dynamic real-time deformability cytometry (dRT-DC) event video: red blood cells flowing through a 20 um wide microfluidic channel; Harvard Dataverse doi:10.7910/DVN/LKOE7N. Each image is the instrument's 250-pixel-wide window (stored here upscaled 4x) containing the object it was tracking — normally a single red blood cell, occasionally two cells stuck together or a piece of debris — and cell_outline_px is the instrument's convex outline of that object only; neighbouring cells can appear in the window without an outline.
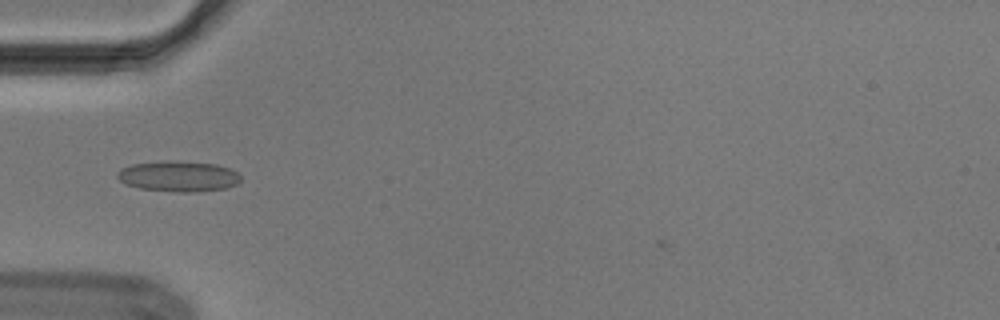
{"species": "Egyptian fruit bat (a non-hibernating species)", "species_latin": "Rousettus aegyptiacus", "temperature_condition": "cold", "stored_images_in_passage": 38, "camera_frame_rate_fps": 3000, "um_per_image_px": 0.085, "animal": {"sex": "male"}, "frame": {"image": 1, "passage_image": 1, "time_ms": 0.0, "image_size_px": [1000, 320], "cell_outline_px": [[240, 180], [236, 184], [228, 188], [192, 192], [176, 192], [140, 188], [124, 184], [116, 176], [116, 172], [120, 168], [132, 164], [168, 160], [172, 160], [216, 164], [232, 168], [240, 176]], "centroid_in_image_um": [15.15, 14.98], "position_along_channel_um": 69.9, "area_um2": 22.25}}
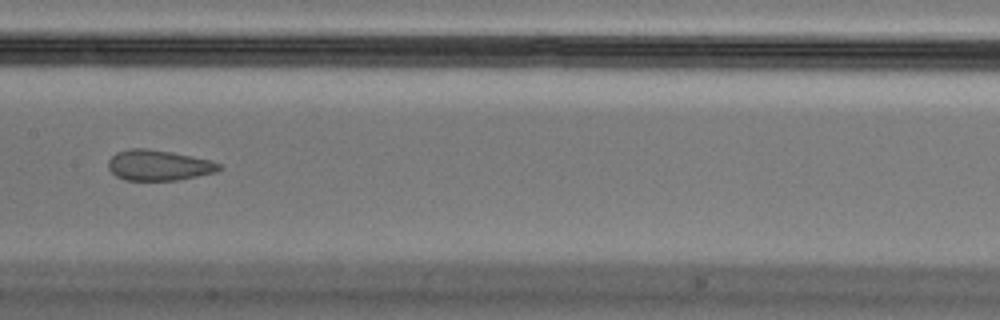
{"frame": {"image": 2, "passage_image": 11, "time_ms": 3.333, "image_size_px": [1000, 320], "cell_outline_px": [[224, 168], [216, 172], [176, 180], [124, 180], [116, 176], [108, 168], [108, 160], [116, 152], [132, 148], [148, 148], [172, 152], [208, 160], [220, 164]], "centroid_in_image_um": [13.46, 14.04], "position_along_channel_um": 193.9, "area_um2": 19.65}}
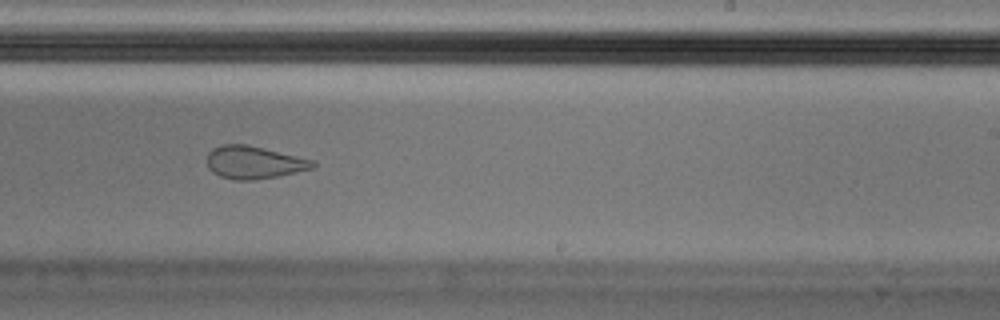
{"frame": {"image": 3, "passage_image": 17, "time_ms": 5.333, "image_size_px": [1000, 320], "cell_outline_px": [[316, 168], [276, 176], [252, 180], [232, 180], [220, 176], [212, 172], [208, 168], [208, 152], [212, 148], [220, 144], [248, 144], [312, 160], [316, 164]], "centroid_in_image_um": [21.55, 13.8], "position_along_channel_um": 267.4, "area_um2": 20.11}, "authors_computed_cell_mechanics": {"area_um2": 21.5016, "velocity_mm_per_s": 3.6877, "shape_relaxation_time_tau1_ms": null, "shape_relaxation_time_tau2_ms": 1.1675, "deformation_change_tau1": null, "deformation_change_tau2": 0.0627}}